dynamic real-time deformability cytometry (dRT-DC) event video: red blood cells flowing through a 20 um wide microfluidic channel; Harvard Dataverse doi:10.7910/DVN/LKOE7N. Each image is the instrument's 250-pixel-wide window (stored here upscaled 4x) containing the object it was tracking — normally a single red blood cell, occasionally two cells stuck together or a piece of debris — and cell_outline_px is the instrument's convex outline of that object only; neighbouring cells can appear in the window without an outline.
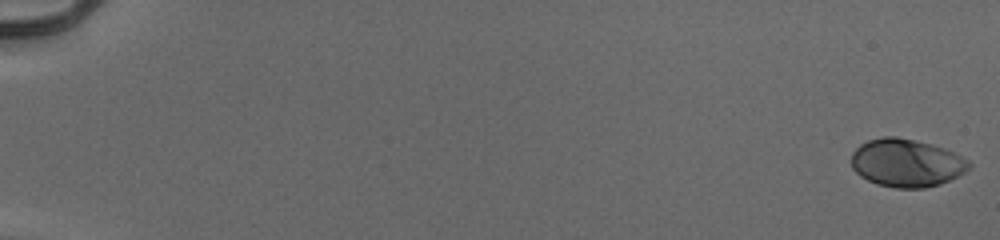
{"species": "human", "species_latin": "Homo sapiens", "temperature_condition": "cold", "stored_images_in_passage": 55, "camera_frame_rate_fps": 3000, "um_per_image_px": 0.085, "donor": {"sex": "male"}, "frame": {"image": 1, "passage_image": 1, "time_ms": 0.0, "image_size_px": [1000, 240], "cell_outline_px": [[972, 164], [964, 172], [940, 184], [924, 188], [896, 188], [876, 184], [860, 176], [852, 168], [852, 152], [860, 144], [868, 140], [884, 136], [896, 136], [916, 140], [932, 144], [944, 148], [968, 160]], "centroid_in_image_um": [77.02, 13.84], "position_along_channel_um": 8.0, "area_um2": 32.83}}
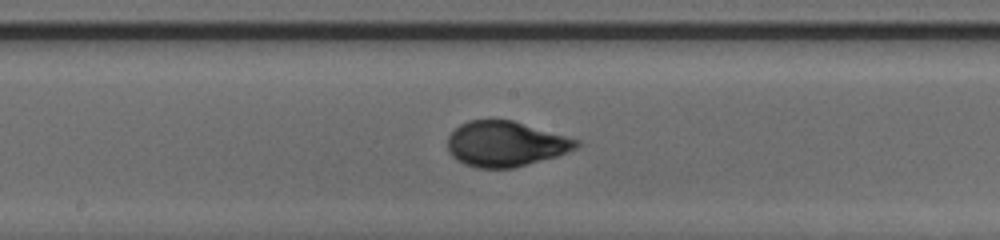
{"frame": {"image": 2, "passage_image": 32, "time_ms": 10.333, "image_size_px": [1000, 240], "cell_outline_px": [[580, 144], [576, 148], [556, 156], [516, 168], [476, 168], [464, 164], [456, 160], [448, 152], [448, 136], [460, 124], [468, 120], [512, 120], [580, 140]], "centroid_in_image_um": [42.95, 12.24], "position_along_channel_um": 205.3, "area_um2": 33.99}}
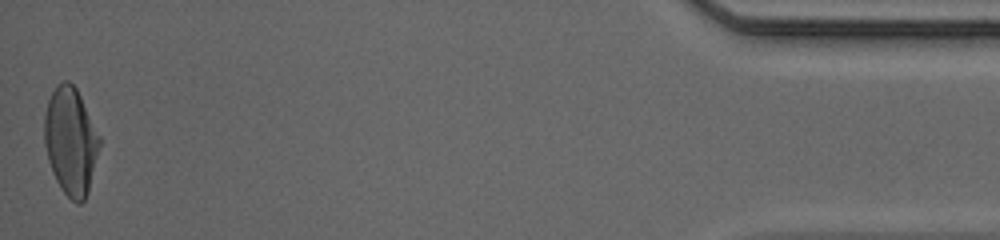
{"frame": {"image": 3, "passage_image": 55, "time_ms": 18.0, "image_size_px": [1000, 240], "cell_outline_px": [[100, 144], [88, 192], [84, 200], [80, 204], [76, 204], [60, 188], [52, 172], [48, 160], [44, 144], [44, 116], [48, 100], [52, 92], [64, 80], [68, 80], [76, 88], [100, 136]], "centroid_in_image_um": [6.0, 12.02], "position_along_channel_um": 429.2, "area_um2": 34.28}, "authors_computed_cell_mechanics": {"area_um2": 33.1194, "velocity_mm_per_s": 3.94, "shape_relaxation_time_tau1_ms": 4.3177, "shape_relaxation_time_tau2_ms": null, "deformation_change_tau1": 0.1921, "deformation_change_tau2": null}}